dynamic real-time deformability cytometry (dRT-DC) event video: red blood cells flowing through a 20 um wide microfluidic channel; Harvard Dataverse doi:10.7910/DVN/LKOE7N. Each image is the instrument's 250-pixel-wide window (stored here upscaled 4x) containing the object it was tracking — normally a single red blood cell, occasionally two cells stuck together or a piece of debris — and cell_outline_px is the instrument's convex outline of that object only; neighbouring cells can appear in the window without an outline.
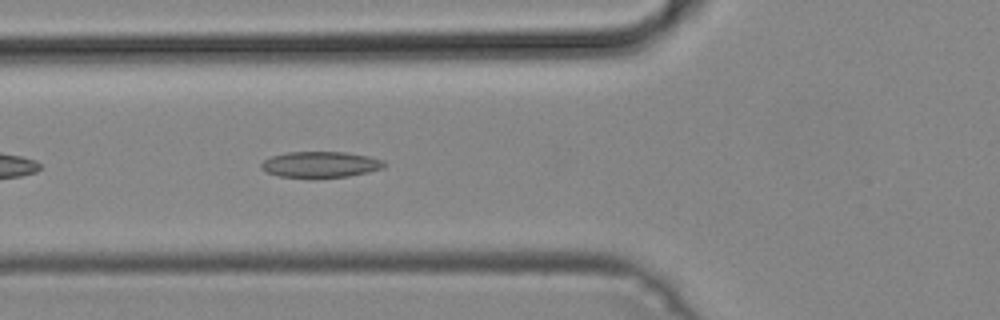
{"species": "common noctule bat (a hibernating species)", "species_latin": "Nyctalus noctula", "temperature_condition": "cold", "stored_images_in_passage": 36, "camera_frame_rate_fps": 3000, "um_per_image_px": 0.085, "animal": {"sex": "male", "body_mass_g": 19.2, "forearm_length_mm": 51.8}, "frame": {"image": 1, "passage_image": 5, "time_ms": 1.333, "image_size_px": [1000, 320], "cell_outline_px": [[388, 164], [384, 168], [368, 172], [348, 176], [312, 180], [280, 176], [268, 172], [260, 168], [260, 164], [264, 160], [272, 156], [288, 152], [344, 152], [368, 156], [384, 160]], "centroid_in_image_um": [27.25, 14.01], "position_along_channel_um": 98.5, "area_um2": 19.19}}
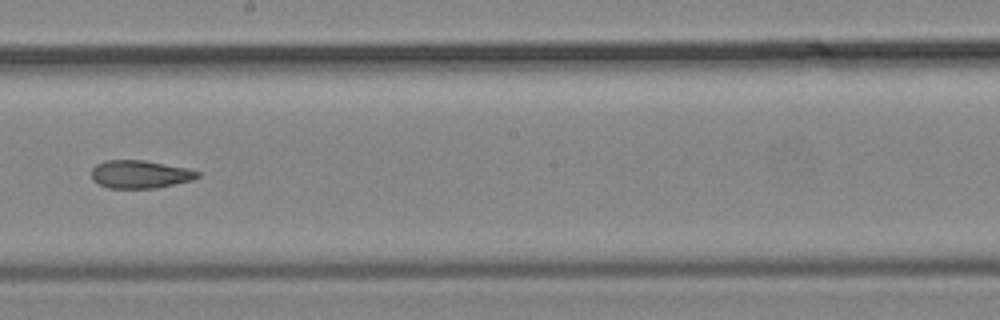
{"frame": {"image": 2, "passage_image": 15, "time_ms": 4.667, "image_size_px": [1000, 320], "cell_outline_px": [[200, 176], [192, 180], [176, 184], [156, 188], [108, 188], [92, 180], [92, 168], [96, 164], [104, 160], [144, 160], [188, 168], [200, 172]], "centroid_in_image_um": [11.91, 14.81], "position_along_channel_um": 236.3, "area_um2": 17.4}}
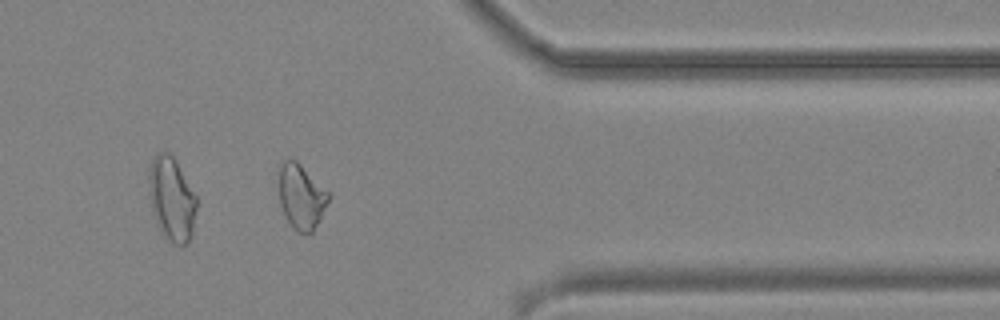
{"frame": {"image": 3, "passage_image": 27, "time_ms": 8.667, "image_size_px": [1000, 320], "cell_outline_px": [[332, 196], [320, 220], [312, 232], [300, 232], [288, 220], [280, 204], [276, 172], [280, 164], [284, 160], [292, 156]], "centroid_in_image_um": [25.58, 16.63], "position_along_channel_um": 385.8, "area_um2": 18.96}}